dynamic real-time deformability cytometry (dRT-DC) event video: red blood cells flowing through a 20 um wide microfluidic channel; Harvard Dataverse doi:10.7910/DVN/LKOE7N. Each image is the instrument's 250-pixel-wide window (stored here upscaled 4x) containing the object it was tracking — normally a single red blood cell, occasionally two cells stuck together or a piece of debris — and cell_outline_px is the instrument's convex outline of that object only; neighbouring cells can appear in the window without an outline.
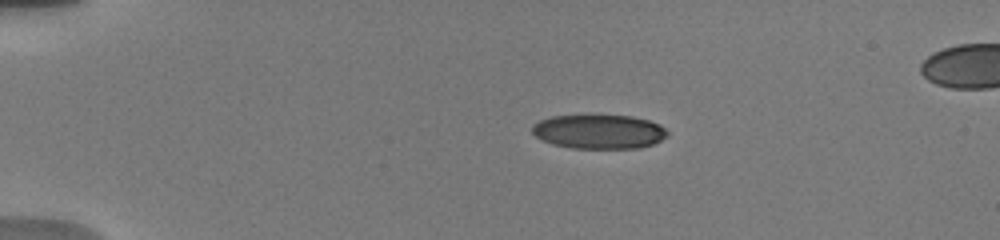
{"species": "human", "species_latin": "Homo sapiens", "temperature_condition": "warm", "stored_images_in_passage": 48, "camera_frame_rate_fps": 3000, "um_per_image_px": 0.085, "donor": {"sex": "male"}, "frame": {"image": 1, "passage_image": 1, "time_ms": 0.0, "image_size_px": [1000, 240], "cell_outline_px": [[668, 136], [652, 144], [640, 148], [572, 148], [552, 144], [540, 140], [532, 132], [532, 124], [540, 120], [552, 116], [632, 116], [648, 120], [660, 124], [668, 132]], "centroid_in_image_um": [50.9, 11.2], "position_along_channel_um": 34.1, "area_um2": 26.88}}
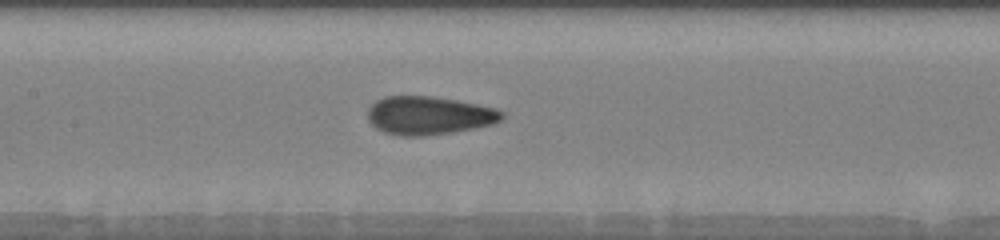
{"frame": {"image": 2, "passage_image": 10, "time_ms": 5.333, "image_size_px": [1000, 240], "cell_outline_px": [[504, 116], [500, 120], [492, 124], [452, 132], [424, 136], [400, 136], [384, 132], [376, 128], [368, 120], [368, 108], [376, 100], [384, 96], [432, 96], [456, 100], [496, 108], [504, 112]], "centroid_in_image_um": [36.43, 9.81], "position_along_channel_um": 171.0, "area_um2": 29.94}}
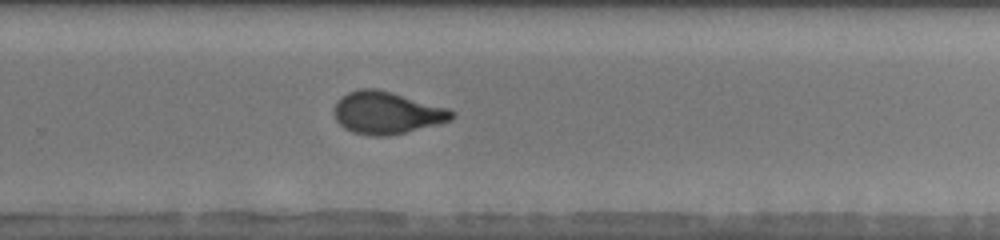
{"frame": {"image": 3, "passage_image": 24, "time_ms": 8.667, "image_size_px": [1000, 240], "cell_outline_px": [[456, 112], [448, 120], [436, 124], [388, 136], [372, 136], [352, 132], [344, 128], [336, 120], [332, 112], [332, 108], [336, 100], [348, 92], [356, 88], [376, 88], [392, 92], [448, 108]], "centroid_in_image_um": [32.79, 9.57], "position_along_channel_um": 297.0, "area_um2": 29.02}, "authors_computed_cell_mechanics": {"area_um2": 28.9867, "velocity_mm_per_s": 3.7901, "shape_relaxation_time_tau1_ms": 5.0927, "shape_relaxation_time_tau2_ms": 0.9645, "deformation_change_tau1": 0.1777, "deformation_change_tau2": 0.0714}}